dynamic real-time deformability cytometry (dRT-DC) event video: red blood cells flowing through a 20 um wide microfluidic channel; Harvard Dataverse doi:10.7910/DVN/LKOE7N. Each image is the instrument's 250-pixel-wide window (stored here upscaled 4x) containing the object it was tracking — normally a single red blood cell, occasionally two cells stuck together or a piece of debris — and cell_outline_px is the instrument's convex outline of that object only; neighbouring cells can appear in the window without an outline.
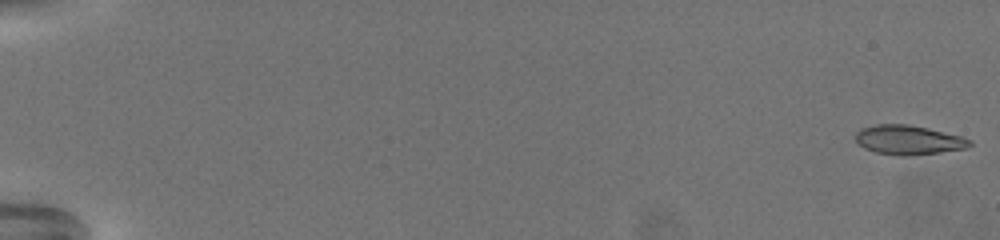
{"species": "common noctule bat (a hibernating species)", "species_latin": "Nyctalus noctula", "temperature_condition": "warm", "stored_images_in_passage": 67, "camera_frame_rate_fps": 3000, "um_per_image_px": 0.085, "animal": {"sex": "female", "body_mass_g": 19.5, "forearm_length_mm": 54.1}, "frame": {"image": 1, "passage_image": 1, "time_ms": 0.0, "image_size_px": [1000, 240], "cell_outline_px": [[972, 144], [968, 148], [940, 152], [908, 156], [900, 156], [876, 152], [864, 148], [856, 140], [856, 132], [860, 128], [876, 124], [908, 124], [928, 128], [964, 136], [972, 140]], "centroid_in_image_um": [77.26, 11.89], "position_along_channel_um": 7.7, "area_um2": 19.71}}
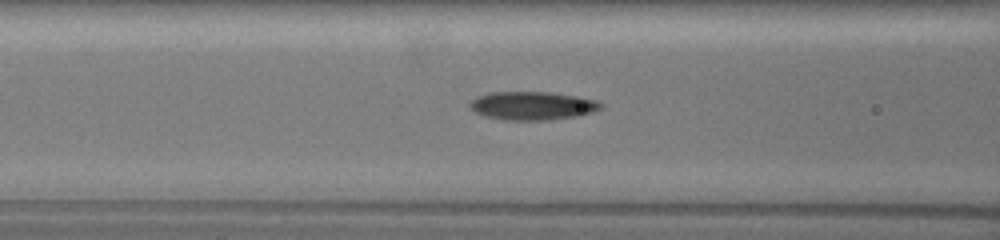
{"frame": {"image": 2, "passage_image": 31, "time_ms": 10.0, "image_size_px": [1000, 240], "cell_outline_px": [[604, 104], [600, 108], [592, 112], [576, 116], [548, 120], [504, 120], [484, 116], [468, 108], [468, 104], [476, 96], [492, 92], [552, 92], [576, 96], [596, 100]], "centroid_in_image_um": [45.22, 8.98], "position_along_channel_um": 121.4, "area_um2": 21.73}}
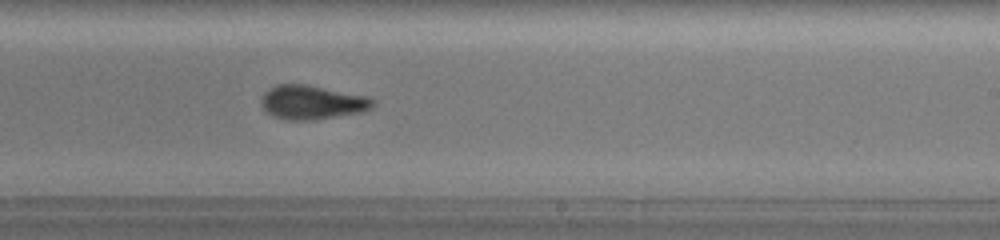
{"frame": {"image": 3, "passage_image": 44, "time_ms": 14.333, "image_size_px": [1000, 240], "cell_outline_px": [[376, 104], [372, 108], [360, 112], [312, 120], [288, 120], [272, 116], [260, 104], [260, 100], [264, 92], [280, 84], [304, 84], [368, 96], [376, 100]], "centroid_in_image_um": [26.54, 8.7], "position_along_channel_um": 262.5, "area_um2": 22.02}, "authors_computed_cell_mechanics": {"area_um2": 20.3456, "velocity_mm_per_s": 3.262, "shape_relaxation_time_tau1_ms": 10.975, "shape_relaxation_time_tau2_ms": 2.4763, "deformation_change_tau1": 0.2848, "deformation_change_tau2": 0.0818}}